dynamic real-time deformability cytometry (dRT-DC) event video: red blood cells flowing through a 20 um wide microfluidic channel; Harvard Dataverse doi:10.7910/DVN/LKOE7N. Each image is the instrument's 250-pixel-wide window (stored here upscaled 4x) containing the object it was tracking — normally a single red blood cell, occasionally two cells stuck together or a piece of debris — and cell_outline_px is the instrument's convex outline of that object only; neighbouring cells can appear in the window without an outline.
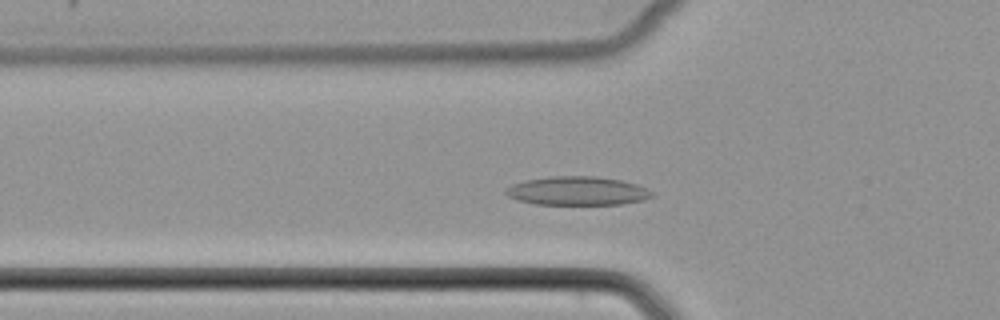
{"species": "common noctule bat (a hibernating species)", "species_latin": "Nyctalus noctula", "temperature_condition": "cold", "stored_images_in_passage": 47, "camera_frame_rate_fps": 3000, "um_per_image_px": 0.085, "animal": {"sex": "female", "body_mass_g": 22.7, "forearm_length_mm": 54.2}, "frame": {"image": 1, "passage_image": 13, "time_ms": 4.0, "image_size_px": [1000, 320], "cell_outline_px": [[656, 192], [652, 196], [644, 200], [620, 204], [536, 204], [516, 200], [508, 196], [504, 192], [504, 188], [512, 184], [524, 180], [548, 176], [596, 176], [620, 180], [636, 184], [648, 188]], "centroid_in_image_um": [49.06, 16.22], "position_along_channel_um": 76.7, "area_um2": 24.68}}
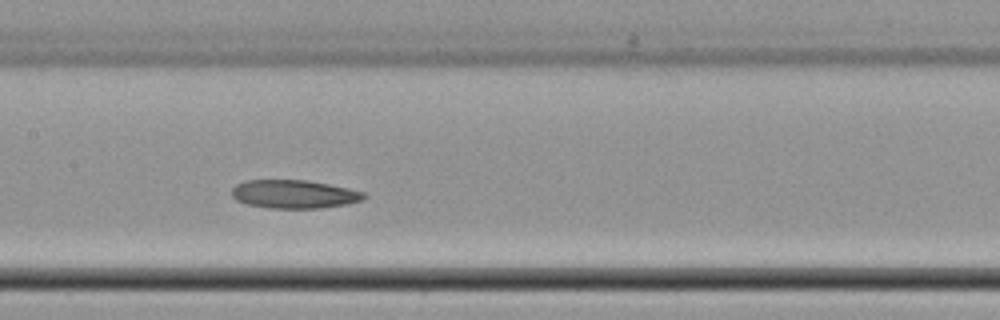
{"frame": {"image": 2, "passage_image": 21, "time_ms": 6.667, "image_size_px": [1000, 320], "cell_outline_px": [[368, 196], [364, 200], [348, 204], [320, 208], [268, 208], [248, 204], [236, 200], [232, 196], [232, 188], [236, 184], [244, 180], [308, 180], [348, 188], [364, 192]], "centroid_in_image_um": [25.02, 16.5], "position_along_channel_um": 182.4, "area_um2": 22.02}}
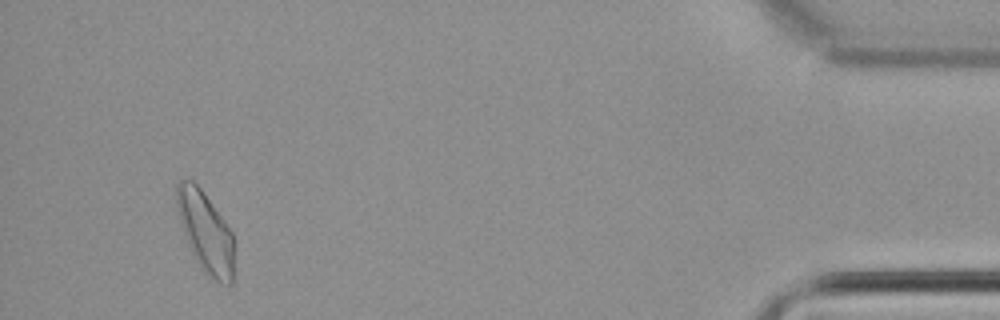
{"frame": {"image": 3, "passage_image": 44, "time_ms": 14.333, "image_size_px": [1000, 320], "cell_outline_px": [[232, 284], [220, 284], [208, 276], [204, 272], [196, 260], [188, 244], [180, 224], [176, 208], [176, 184], [180, 180], [192, 180], [200, 188], [224, 220], [232, 232]], "centroid_in_image_um": [17.43, 19.71], "position_along_channel_um": 417.8, "area_um2": 26.59}}